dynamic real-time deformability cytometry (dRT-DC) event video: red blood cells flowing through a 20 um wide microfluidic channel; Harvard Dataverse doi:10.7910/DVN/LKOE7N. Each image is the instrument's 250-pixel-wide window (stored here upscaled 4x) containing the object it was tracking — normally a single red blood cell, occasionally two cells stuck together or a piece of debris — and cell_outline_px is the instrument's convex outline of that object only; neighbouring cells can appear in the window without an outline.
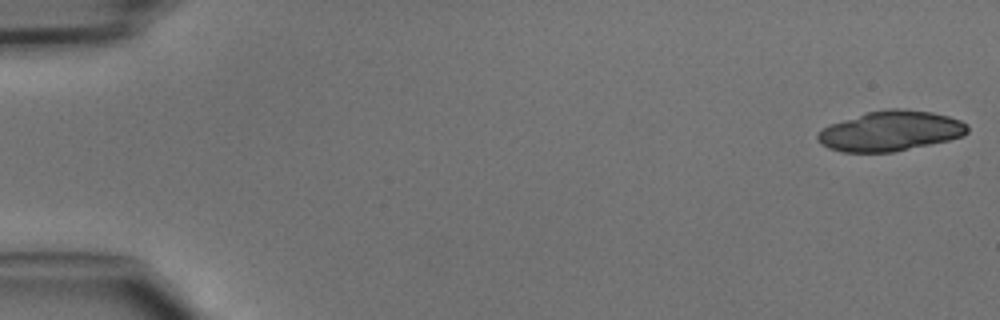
{"species": "common noctule bat (a hibernating species)", "species_latin": "Nyctalus noctula", "temperature_condition": "cold", "stored_images_in_passage": 36, "camera_frame_rate_fps": 3000, "um_per_image_px": 0.085, "animal": {"sex": "male", "body_mass_g": 15.6}, "frame": {"image": 1, "passage_image": 1, "time_ms": 0.0, "image_size_px": [1000, 320], "cell_outline_px": [[968, 132], [964, 136], [948, 140], [892, 152], [840, 152], [828, 148], [820, 144], [816, 140], [816, 136], [824, 128], [832, 124], [868, 112], [888, 108], [900, 108], [932, 112], [948, 116], [960, 120], [968, 124]], "centroid_in_image_um": [75.7, 11.14], "position_along_channel_um": 9.3, "area_um2": 34.8}}